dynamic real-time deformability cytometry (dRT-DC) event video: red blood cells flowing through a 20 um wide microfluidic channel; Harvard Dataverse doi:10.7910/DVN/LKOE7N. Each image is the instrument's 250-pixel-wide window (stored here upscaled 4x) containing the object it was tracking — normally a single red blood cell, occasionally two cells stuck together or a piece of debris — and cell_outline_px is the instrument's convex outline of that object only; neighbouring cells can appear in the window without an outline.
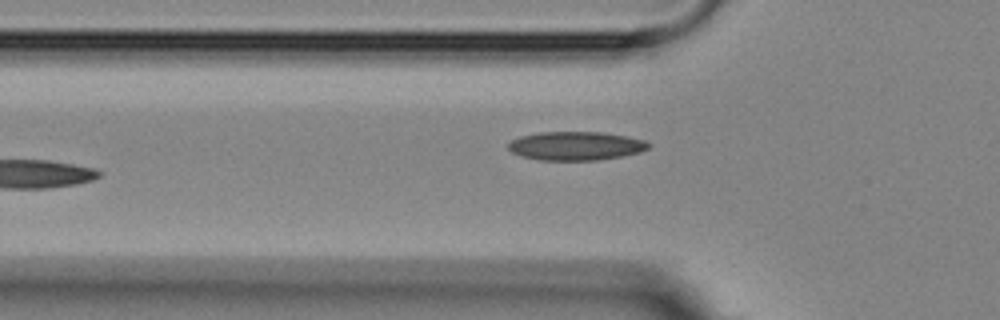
{"species": "Egyptian fruit bat (a non-hibernating species)", "species_latin": "Rousettus aegyptiacus", "temperature_condition": "room temperature", "stored_images_in_passage": 6, "camera_frame_rate_fps": 3000, "um_per_image_px": 0.085, "animal": {"sex": "female"}, "frame": {"image": 1, "passage_image": 5, "time_ms": 5.667, "image_size_px": [1000, 320], "cell_outline_px": [[652, 144], [648, 148], [640, 152], [624, 156], [600, 160], [540, 160], [520, 156], [512, 152], [508, 148], [508, 144], [512, 140], [520, 136], [540, 132], [604, 132], [644, 140]], "centroid_in_image_um": [48.95, 12.4], "position_along_channel_um": 76.8, "area_um2": 23.52}}
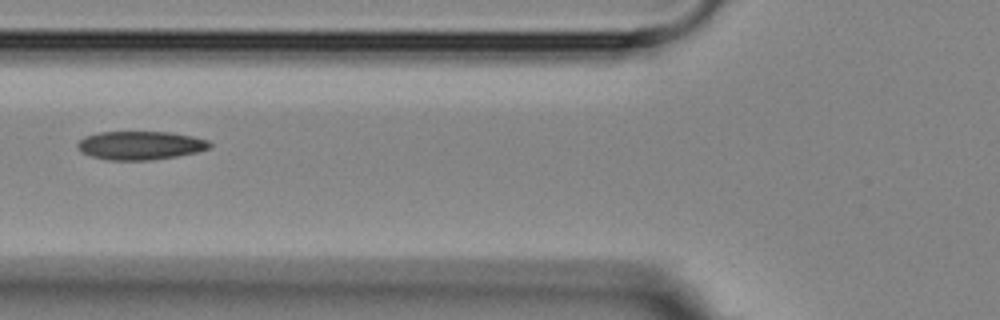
{"frame": {"image": 2, "passage_image": 6, "time_ms": 6.667, "image_size_px": [1000, 320], "cell_outline_px": [[212, 148], [196, 152], [176, 156], [152, 160], [108, 160], [92, 156], [80, 152], [76, 148], [76, 144], [84, 136], [100, 132], [172, 132], [192, 136], [208, 140], [212, 144]], "centroid_in_image_um": [11.92, 12.36], "position_along_channel_um": 113.9, "area_um2": 22.14}}